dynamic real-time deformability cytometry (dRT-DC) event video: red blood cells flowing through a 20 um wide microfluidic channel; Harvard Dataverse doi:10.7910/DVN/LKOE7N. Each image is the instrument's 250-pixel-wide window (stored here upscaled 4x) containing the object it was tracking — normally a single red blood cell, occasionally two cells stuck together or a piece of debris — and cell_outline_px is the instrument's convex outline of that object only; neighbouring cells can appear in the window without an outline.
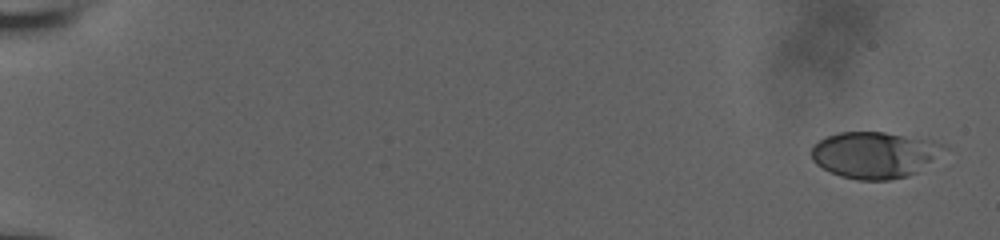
{"species": "human", "species_latin": "Homo sapiens", "temperature_condition": "room temperature", "stored_images_in_passage": 14, "camera_frame_rate_fps": 3000, "um_per_image_px": 0.085, "donor": {"sex": "male"}, "frame": {"image": 1, "passage_image": 1, "time_ms": 0.0, "image_size_px": [1000, 240], "cell_outline_px": [[948, 148], [916, 172], [908, 176], [888, 180], [856, 180], [840, 176], [828, 172], [816, 164], [812, 160], [812, 144], [836, 132], [884, 132], [928, 140], [944, 144]], "centroid_in_image_um": [74.28, 13.17], "position_along_channel_um": 10.7, "area_um2": 35.72}}
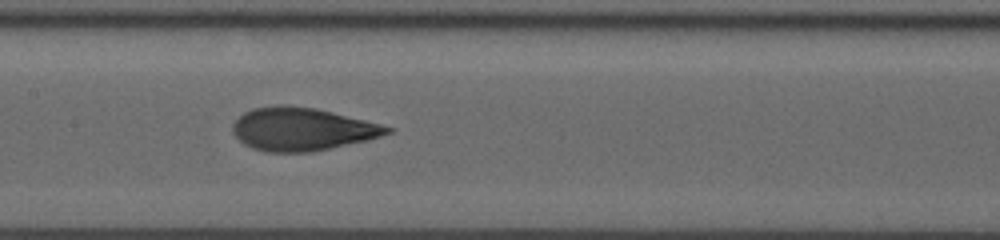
{"frame": {"image": 2, "passage_image": 13, "time_ms": 4.0, "image_size_px": [1000, 240], "cell_outline_px": [[392, 132], [368, 140], [312, 152], [264, 152], [252, 148], [244, 144], [232, 132], [232, 124], [244, 112], [252, 108], [280, 104], [284, 104], [316, 108], [380, 124], [392, 128]], "centroid_in_image_um": [25.63, 10.97], "position_along_channel_um": 181.8, "area_um2": 38.67}}
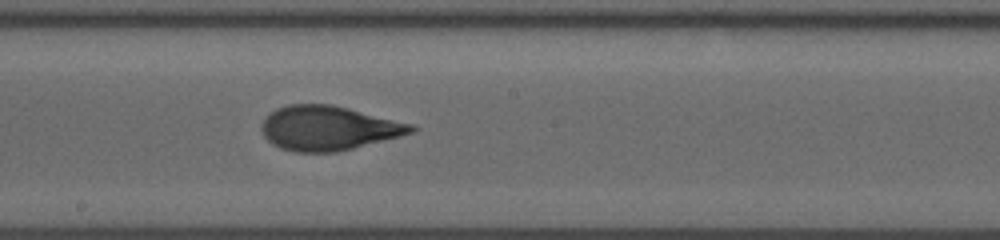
{"frame": {"image": 3, "passage_image": 14, "time_ms": 4.333, "image_size_px": [1000, 240], "cell_outline_px": [[420, 128], [412, 132], [400, 136], [336, 152], [292, 152], [280, 148], [272, 144], [264, 136], [260, 128], [260, 124], [276, 108], [288, 104], [332, 104], [412, 124]], "centroid_in_image_um": [27.88, 10.89], "position_along_channel_um": 220.3, "area_um2": 38.55}}